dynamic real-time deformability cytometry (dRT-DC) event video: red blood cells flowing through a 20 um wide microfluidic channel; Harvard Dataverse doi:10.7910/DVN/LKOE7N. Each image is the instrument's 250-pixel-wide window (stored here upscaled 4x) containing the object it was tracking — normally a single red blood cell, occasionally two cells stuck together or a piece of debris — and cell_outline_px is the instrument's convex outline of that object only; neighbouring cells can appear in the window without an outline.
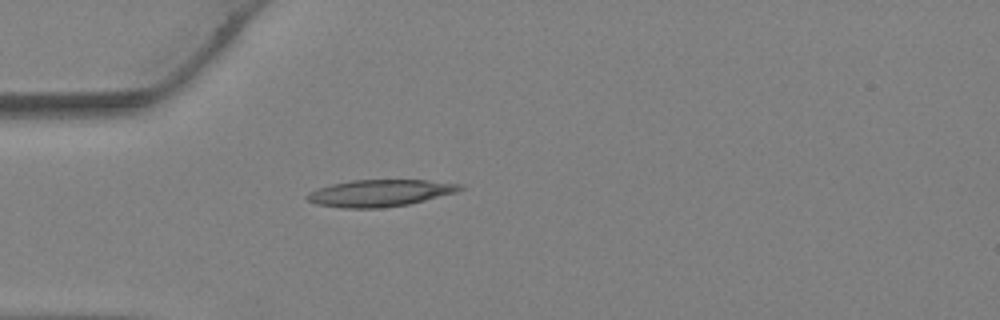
{"species": "Egyptian fruit bat (a non-hibernating species)", "species_latin": "Rousettus aegyptiacus", "temperature_condition": "warm", "stored_images_in_passage": 21, "camera_frame_rate_fps": 3000, "um_per_image_px": 0.085, "animal": {"sex": "female"}, "frame": {"image": 1, "passage_image": 1, "time_ms": 0.0, "image_size_px": [1000, 320], "cell_outline_px": [[464, 188], [456, 192], [408, 204], [380, 208], [344, 208], [316, 204], [308, 200], [304, 196], [308, 192], [332, 184], [352, 180], [424, 180], [464, 184]], "centroid_in_image_um": [32.29, 16.41], "position_along_channel_um": 52.7, "area_um2": 23.76}}
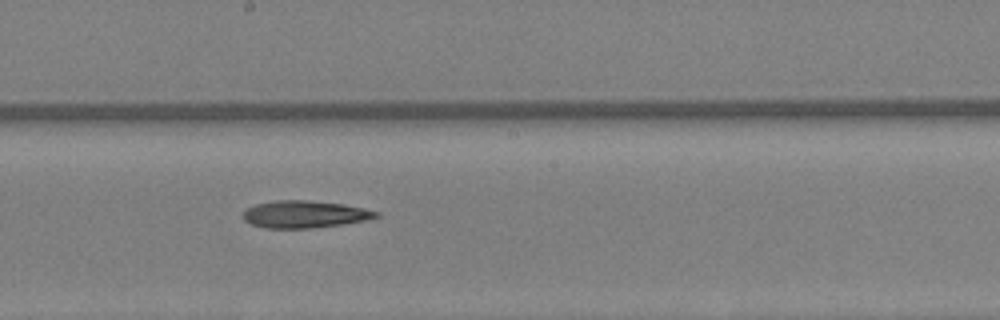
{"frame": {"image": 2, "passage_image": 11, "time_ms": 3.333, "image_size_px": [1000, 320], "cell_outline_px": [[380, 216], [368, 220], [344, 224], [312, 228], [264, 228], [252, 224], [244, 220], [244, 212], [248, 208], [256, 204], [276, 200], [304, 200], [344, 204], [364, 208], [380, 212]], "centroid_in_image_um": [25.94, 18.21], "position_along_channel_um": 222.3, "area_um2": 21.1}}
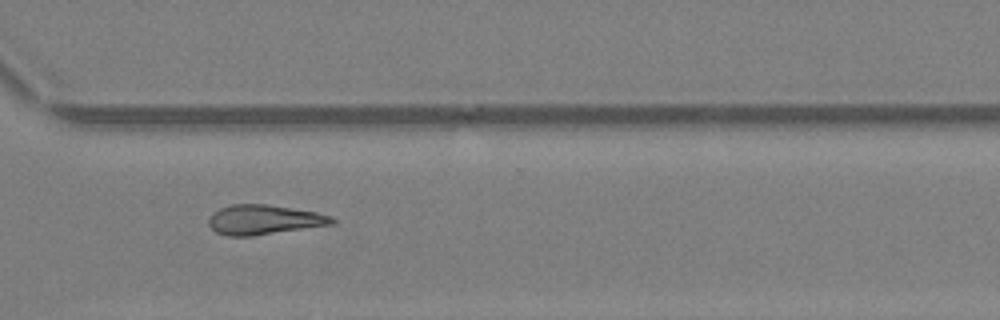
{"frame": {"image": 3, "passage_image": 18, "time_ms": 5.667, "image_size_px": [1000, 320], "cell_outline_px": [[336, 224], [252, 236], [228, 236], [216, 232], [208, 224], [208, 220], [220, 208], [232, 204], [268, 204], [316, 212], [332, 216], [336, 220]], "centroid_in_image_um": [22.49, 18.68], "position_along_channel_um": 348.1, "area_um2": 21.33}}